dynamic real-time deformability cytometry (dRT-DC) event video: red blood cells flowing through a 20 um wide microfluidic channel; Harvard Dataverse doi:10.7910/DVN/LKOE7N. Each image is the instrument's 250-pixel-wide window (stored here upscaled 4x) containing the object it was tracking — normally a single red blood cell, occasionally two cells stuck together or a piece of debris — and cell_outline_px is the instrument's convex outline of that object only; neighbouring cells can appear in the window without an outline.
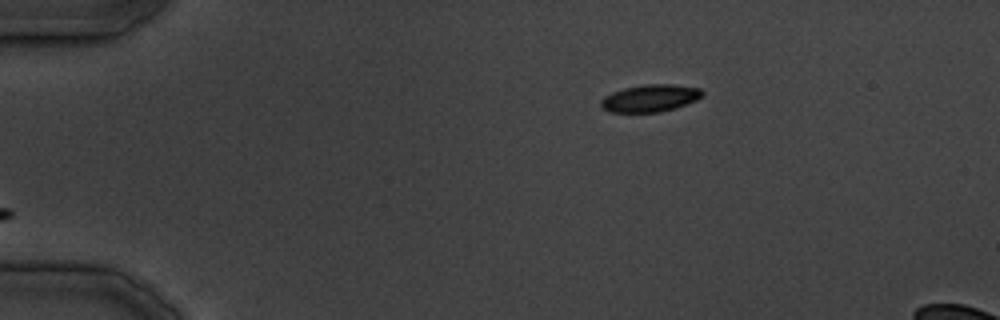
{"species": "common noctule bat (a hibernating species)", "species_latin": "Nyctalus noctula", "temperature_condition": "cold", "stored_images_in_passage": 25, "camera_frame_rate_fps": 3000, "um_per_image_px": 0.085, "animal": {"sex": "male", "body_mass_g": 19.5, "forearm_length_mm": 54.6}, "frame": {"image": 1, "passage_image": 1, "time_ms": 0.0, "image_size_px": [1000, 320], "cell_outline_px": [[704, 96], [696, 100], [676, 108], [660, 112], [612, 112], [600, 108], [600, 100], [604, 96], [612, 92], [624, 88], [644, 84], [672, 84], [700, 88], [704, 92]], "centroid_in_image_um": [55.26, 8.34], "position_along_channel_um": 29.7, "area_um2": 16.3}}